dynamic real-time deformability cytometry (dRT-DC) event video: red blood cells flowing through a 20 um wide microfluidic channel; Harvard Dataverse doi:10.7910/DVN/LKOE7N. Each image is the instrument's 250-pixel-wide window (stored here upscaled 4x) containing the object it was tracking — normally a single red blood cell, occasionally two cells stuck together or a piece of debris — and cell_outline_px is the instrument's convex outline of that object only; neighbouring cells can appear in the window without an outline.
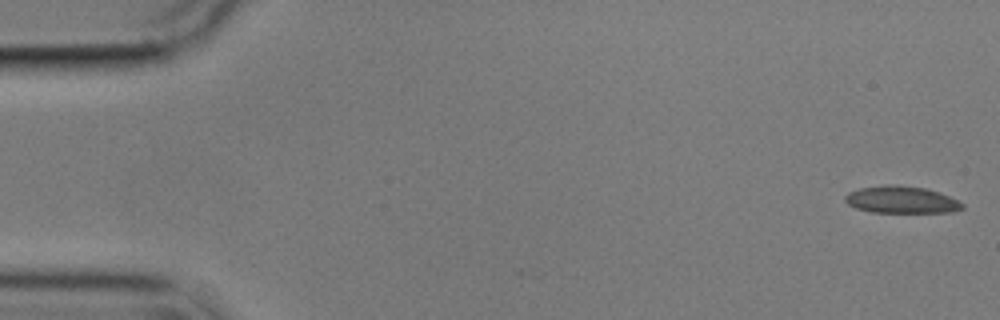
{"species": "common noctule bat (a hibernating species)", "species_latin": "Nyctalus noctula", "temperature_condition": "cold", "stored_images_in_passage": 6, "camera_frame_rate_fps": 3000, "um_per_image_px": 0.085, "animal": {"sex": "male", "body_mass_g": 17.9}, "frame": {"image": 1, "passage_image": 1, "time_ms": 0.0, "image_size_px": [1000, 320], "cell_outline_px": [[964, 208], [952, 212], [872, 212], [856, 208], [848, 204], [844, 200], [844, 196], [848, 192], [860, 188], [888, 184], [896, 184], [924, 188], [940, 192], [964, 204]], "centroid_in_image_um": [76.6, 16.97], "position_along_channel_um": 8.4, "area_um2": 18.5}}